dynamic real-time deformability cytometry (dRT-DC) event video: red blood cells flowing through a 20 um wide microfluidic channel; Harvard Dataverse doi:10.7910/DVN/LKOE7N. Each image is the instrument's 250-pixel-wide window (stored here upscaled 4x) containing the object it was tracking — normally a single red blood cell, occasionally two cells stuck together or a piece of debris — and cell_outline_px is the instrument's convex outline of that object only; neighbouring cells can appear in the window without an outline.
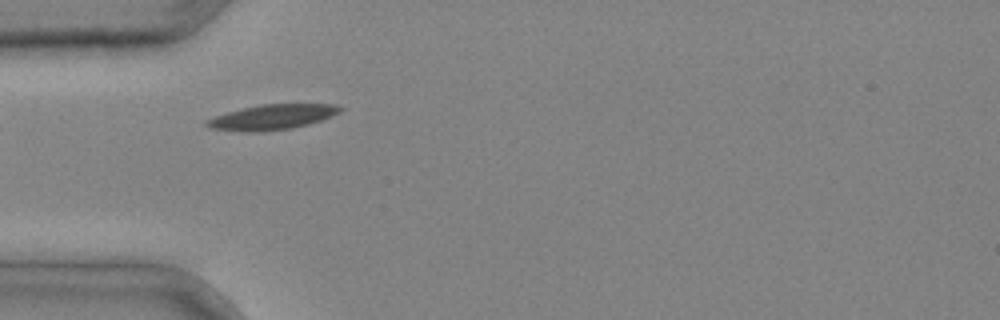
{"species": "common noctule bat (a hibernating species)", "species_latin": "Nyctalus noctula", "temperature_condition": "cold", "stored_images_in_passage": 3, "camera_frame_rate_fps": 3000, "um_per_image_px": 0.085, "animal": {"sex": "male", "body_mass_g": 20.4}, "frame": {"image": 1, "passage_image": 3, "time_ms": 0.667, "image_size_px": [1000, 320], "cell_outline_px": [[344, 108], [340, 112], [332, 116], [308, 124], [292, 128], [260, 132], [244, 132], [212, 128], [204, 124], [204, 120], [228, 112], [244, 108], [264, 104], [336, 104]], "centroid_in_image_um": [23.15, 9.95], "position_along_channel_um": 61.9, "area_um2": 19.42}}